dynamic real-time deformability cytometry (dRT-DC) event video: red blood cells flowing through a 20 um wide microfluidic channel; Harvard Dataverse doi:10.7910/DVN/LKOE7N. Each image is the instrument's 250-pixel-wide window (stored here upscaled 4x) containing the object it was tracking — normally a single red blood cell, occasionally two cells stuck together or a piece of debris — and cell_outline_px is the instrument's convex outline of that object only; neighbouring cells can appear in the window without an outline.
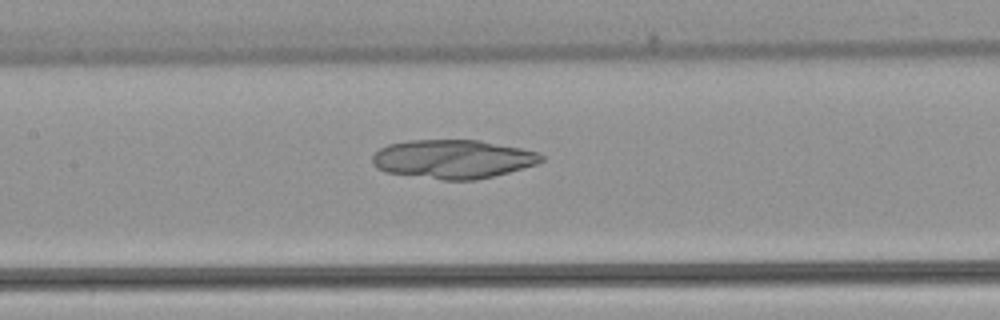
{"species": "common noctule bat (a hibernating species)", "species_latin": "Nyctalus noctula", "temperature_condition": "warm", "stored_images_in_passage": 53, "camera_frame_rate_fps": 3000, "um_per_image_px": 0.085, "animal": {"sex": "female", "body_mass_g": 22.7, "forearm_length_mm": 54.2}, "frame": {"image": 1, "passage_image": 25, "time_ms": 8.0, "image_size_px": [1000, 320], "cell_outline_px": [[544, 160], [536, 164], [508, 172], [476, 180], [444, 180], [384, 172], [376, 168], [372, 164], [372, 156], [380, 148], [388, 144], [408, 140], [480, 140], [540, 152], [544, 156]], "centroid_in_image_um": [38.48, 13.52], "position_along_channel_um": 168.9, "area_um2": 38.26}}
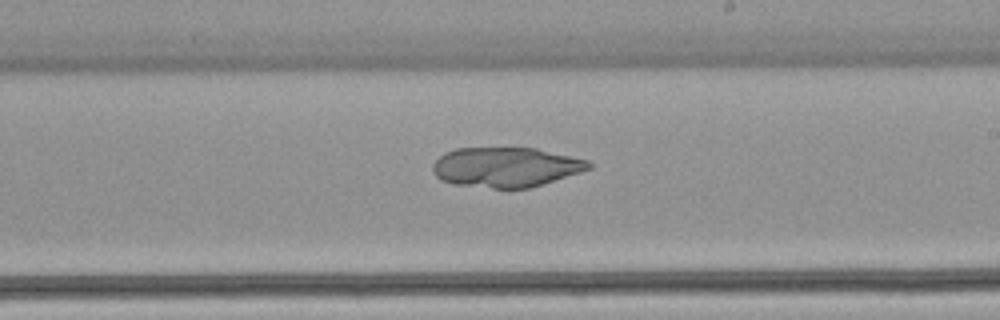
{"frame": {"image": 2, "passage_image": 31, "time_ms": 10.0, "image_size_px": [1000, 320], "cell_outline_px": [[592, 168], [544, 184], [528, 188], [492, 188], [452, 184], [440, 180], [432, 172], [432, 164], [444, 152], [456, 148], [536, 148], [588, 160], [592, 164]], "centroid_in_image_um": [42.97, 14.21], "position_along_channel_um": 246.0, "area_um2": 36.36}}
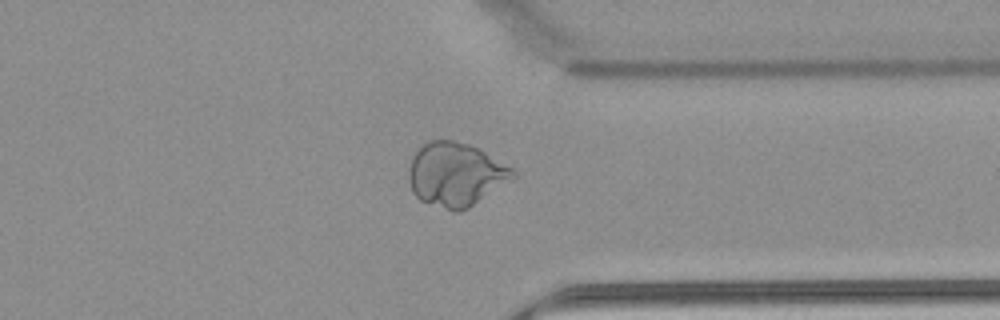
{"frame": {"image": 3, "passage_image": 41, "time_ms": 13.333, "image_size_px": [1000, 320], "cell_outline_px": [[516, 176], [468, 208], [460, 212], [452, 212], [420, 200], [412, 192], [408, 180], [408, 172], [412, 160], [416, 152], [428, 140], [452, 140], [468, 144], [484, 152], [512, 168], [516, 172]], "centroid_in_image_um": [38.7, 14.85], "position_along_channel_um": 372.7, "area_um2": 38.26}}